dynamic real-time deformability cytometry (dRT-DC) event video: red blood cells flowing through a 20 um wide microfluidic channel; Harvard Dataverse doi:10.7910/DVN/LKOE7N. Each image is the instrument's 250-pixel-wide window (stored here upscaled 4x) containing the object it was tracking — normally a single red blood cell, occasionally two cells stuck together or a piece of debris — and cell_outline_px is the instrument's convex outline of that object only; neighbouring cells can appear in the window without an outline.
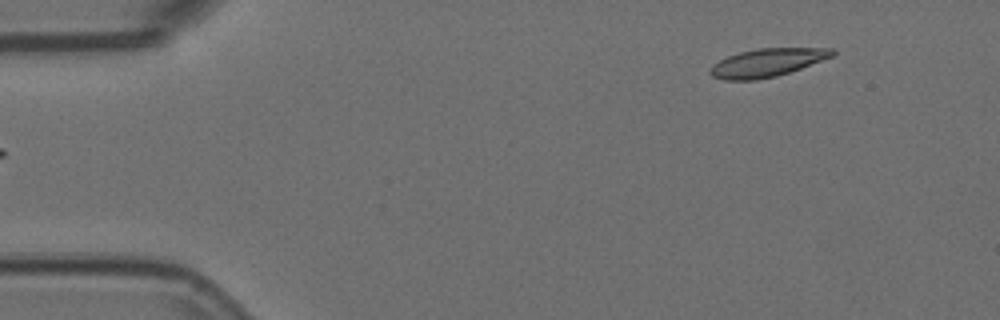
{"species": "Egyptian fruit bat (a non-hibernating species)", "species_latin": "Rousettus aegyptiacus", "temperature_condition": "room temperature", "stored_images_in_passage": 5, "segment_of_instrument_passage": [2, 2], "camera_frame_rate_fps": 3000, "um_per_image_px": 0.085, "animal": {"sex": "female"}, "frame": {"image": 1, "passage_image": 5, "time_ms": 1.333, "image_size_px": [1000, 320], "cell_outline_px": [[836, 52], [832, 56], [800, 68], [776, 76], [756, 80], [724, 80], [712, 76], [708, 72], [720, 60], [728, 56], [740, 52], [760, 48], [832, 48]], "centroid_in_image_um": [65.2, 5.32], "position_along_channel_um": 19.8, "area_um2": 19.65}}